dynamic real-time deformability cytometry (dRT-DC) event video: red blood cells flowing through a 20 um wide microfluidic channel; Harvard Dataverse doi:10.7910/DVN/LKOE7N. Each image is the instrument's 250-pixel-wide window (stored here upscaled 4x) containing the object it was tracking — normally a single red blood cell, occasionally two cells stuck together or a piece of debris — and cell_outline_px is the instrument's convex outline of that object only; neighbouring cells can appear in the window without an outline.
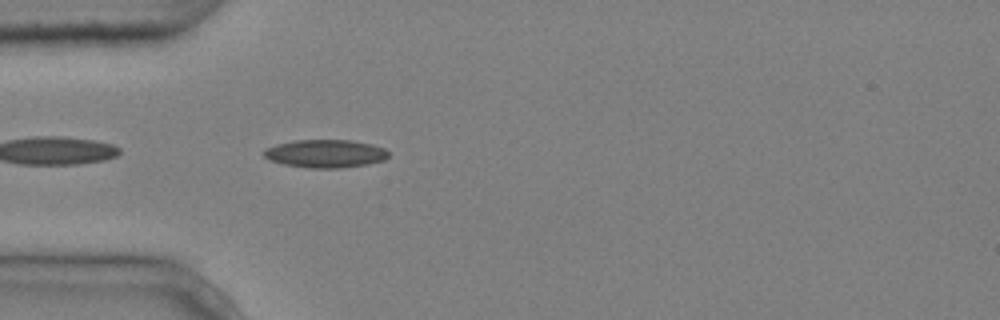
{"species": "common noctule bat (a hibernating species)", "species_latin": "Nyctalus noctula", "temperature_condition": "cold", "stored_images_in_passage": 5, "camera_frame_rate_fps": 3000, "um_per_image_px": 0.085, "animal": {"sex": "male", "body_mass_g": 20.4}, "frame": {"image": 1, "passage_image": 5, "time_ms": 1.333, "image_size_px": [1000, 320], "cell_outline_px": [[388, 156], [384, 160], [368, 164], [336, 168], [308, 168], [284, 164], [272, 160], [264, 156], [264, 148], [276, 144], [296, 140], [352, 140], [372, 144], [384, 148], [388, 152]], "centroid_in_image_um": [27.67, 13.05], "position_along_channel_um": 57.3, "area_um2": 20.29}}